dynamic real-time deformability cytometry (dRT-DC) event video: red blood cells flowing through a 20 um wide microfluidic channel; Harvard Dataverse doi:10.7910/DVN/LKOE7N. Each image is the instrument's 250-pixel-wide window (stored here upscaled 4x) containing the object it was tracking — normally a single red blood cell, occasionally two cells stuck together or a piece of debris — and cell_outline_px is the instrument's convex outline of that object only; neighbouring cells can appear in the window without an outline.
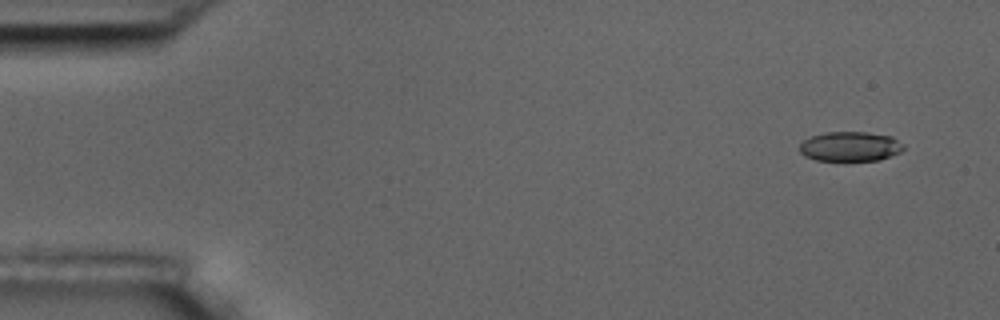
{"species": "common noctule bat (a hibernating species)", "species_latin": "Nyctalus noctula", "temperature_condition": "room temperature", "stored_images_in_passage": 4, "camera_frame_rate_fps": 3000, "um_per_image_px": 0.085, "animal": {"sex": "male", "body_mass_g": 17.5, "forearm_length_mm": 52.3}, "frame": {"image": 1, "passage_image": 1, "time_ms": 0.0, "image_size_px": [1000, 320], "cell_outline_px": [[904, 148], [900, 152], [880, 160], [816, 160], [804, 156], [800, 152], [800, 144], [804, 140], [812, 136], [824, 132], [868, 132], [892, 136], [904, 144]], "centroid_in_image_um": [72.28, 12.44], "position_along_channel_um": 12.7, "area_um2": 17.98}}
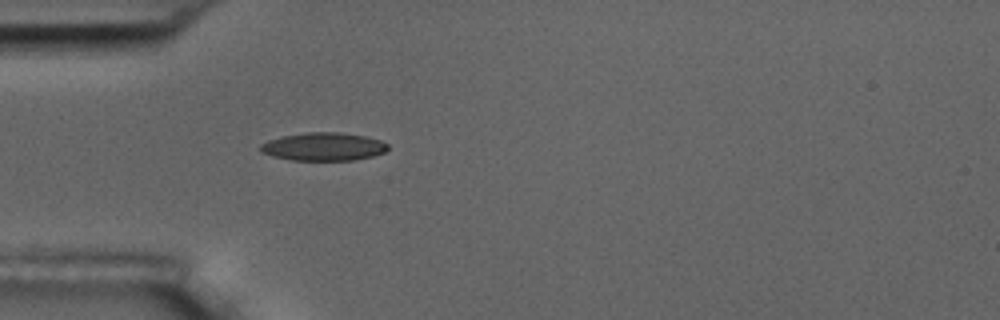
{"frame": {"image": 2, "passage_image": 4, "time_ms": 4.333, "image_size_px": [1000, 320], "cell_outline_px": [[388, 148], [384, 152], [372, 156], [352, 160], [292, 160], [272, 156], [260, 152], [260, 144], [268, 140], [284, 136], [308, 132], [340, 132], [364, 136], [380, 140], [388, 144]], "centroid_in_image_um": [27.48, 12.46], "position_along_channel_um": 57.5, "area_um2": 20.75}}